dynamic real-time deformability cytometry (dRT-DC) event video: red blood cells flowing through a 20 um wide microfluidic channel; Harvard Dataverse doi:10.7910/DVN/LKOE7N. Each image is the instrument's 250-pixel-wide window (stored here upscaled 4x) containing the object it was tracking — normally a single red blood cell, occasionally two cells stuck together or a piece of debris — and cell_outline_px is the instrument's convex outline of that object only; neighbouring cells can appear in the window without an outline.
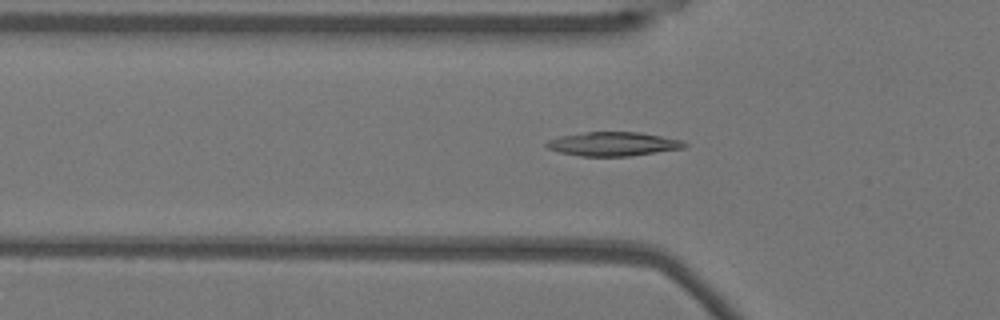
{"species": "Egyptian fruit bat (a non-hibernating species)", "species_latin": "Rousettus aegyptiacus", "temperature_condition": "warm", "stored_images_in_passage": 50, "camera_frame_rate_fps": 3000, "um_per_image_px": 0.085, "animal": {"sex": "female"}, "frame": {"image": 1, "passage_image": 16, "time_ms": 5.0, "image_size_px": [1000, 320], "cell_outline_px": [[688, 144], [684, 148], [632, 156], [580, 156], [560, 152], [548, 148], [544, 144], [548, 140], [560, 136], [584, 132], [640, 132], [680, 140]], "centroid_in_image_um": [52.1, 12.24], "position_along_channel_um": 73.7, "area_um2": 19.19}}
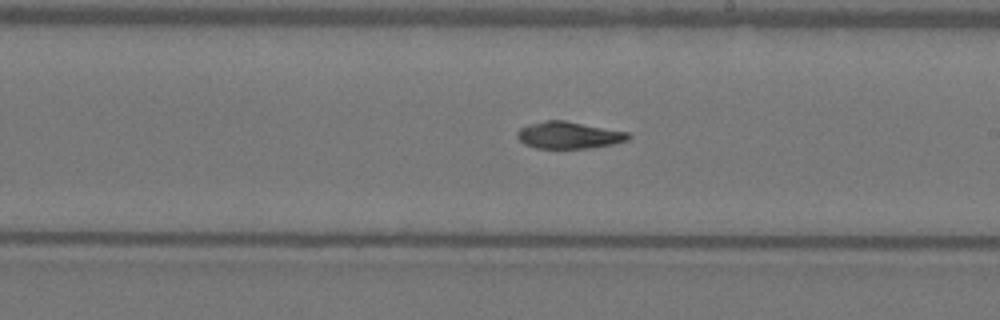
{"frame": {"image": 2, "passage_image": 29, "time_ms": 9.333, "image_size_px": [1000, 320], "cell_outline_px": [[632, 136], [628, 140], [612, 144], [588, 148], [536, 148], [524, 144], [516, 136], [516, 132], [520, 128], [528, 124], [544, 120], [564, 120], [628, 132]], "centroid_in_image_um": [48.32, 11.48], "position_along_channel_um": 240.7, "area_um2": 17.46}}
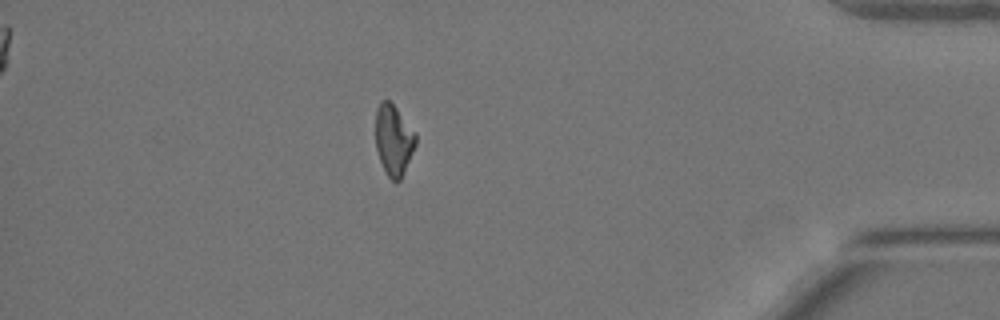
{"frame": {"image": 3, "passage_image": 45, "time_ms": 14.667, "image_size_px": [1000, 320], "cell_outline_px": [[416, 144], [404, 172], [400, 180], [396, 184], [388, 176], [380, 160], [376, 148], [376, 108], [380, 100], [388, 100], [396, 108], [416, 132]], "centroid_in_image_um": [33.46, 11.89], "position_along_channel_um": 401.7, "area_um2": 16.47}, "authors_computed_cell_mechanics": {"area_um2": 17.918, "velocity_mm_per_s": 3.8274, "shape_relaxation_time_tau1_ms": 9.7888, "shape_relaxation_time_tau2_ms": null, "deformation_change_tau1": 0.2389, "deformation_change_tau2": null}}